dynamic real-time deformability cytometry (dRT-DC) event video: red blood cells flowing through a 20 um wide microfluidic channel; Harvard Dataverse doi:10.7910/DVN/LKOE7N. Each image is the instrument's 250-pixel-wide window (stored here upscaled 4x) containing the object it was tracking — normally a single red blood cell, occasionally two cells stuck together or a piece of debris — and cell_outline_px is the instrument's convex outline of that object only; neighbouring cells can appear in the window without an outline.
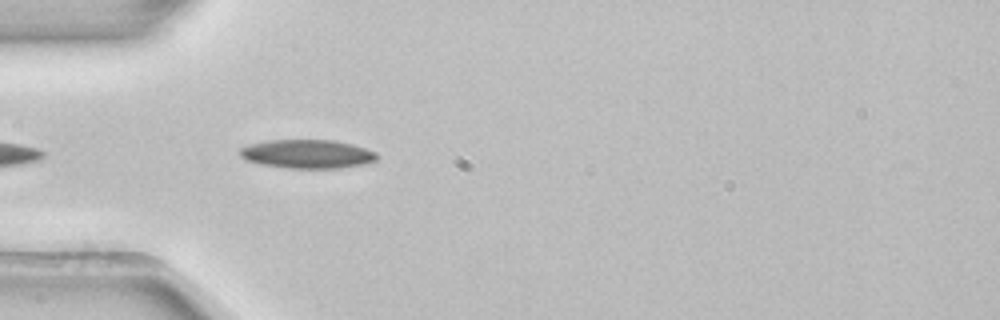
{"species": "common noctule bat (a hibernating species)", "species_latin": "Nyctalus noctula", "temperature_condition": "room temperature", "stored_images_in_passage": 4, "camera_frame_rate_fps": 3000, "um_per_image_px": 0.085, "animal": {"sex": "female", "body_mass_g": 22.7, "forearm_length_mm": 54.2}, "frame": {"image": 1, "passage_image": 4, "time_ms": 1.0, "image_size_px": [1000, 320], "cell_outline_px": [[380, 156], [376, 160], [368, 164], [340, 168], [288, 168], [260, 164], [244, 160], [240, 156], [240, 148], [248, 144], [268, 140], [336, 140], [352, 144], [376, 152]], "centroid_in_image_um": [26.14, 13.09], "position_along_channel_um": 58.9, "area_um2": 23.24}}